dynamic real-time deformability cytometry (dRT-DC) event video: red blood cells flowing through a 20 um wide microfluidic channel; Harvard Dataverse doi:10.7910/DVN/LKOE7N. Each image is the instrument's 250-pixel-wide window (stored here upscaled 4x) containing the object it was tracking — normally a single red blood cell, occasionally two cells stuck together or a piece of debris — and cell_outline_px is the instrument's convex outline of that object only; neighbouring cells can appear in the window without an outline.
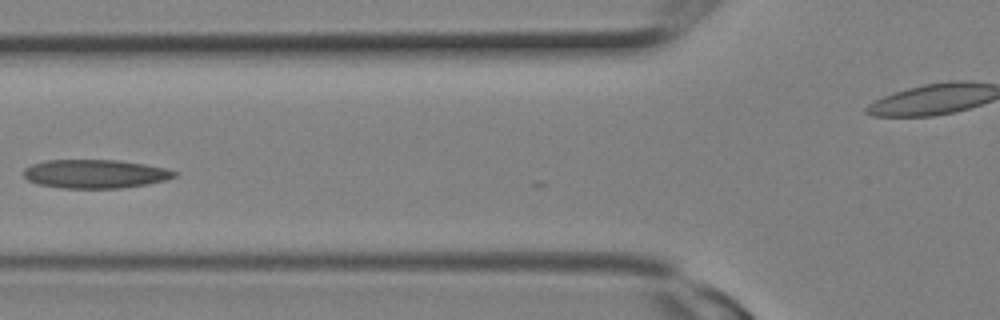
{"species": "Egyptian fruit bat (a non-hibernating species)", "species_latin": "Rousettus aegyptiacus", "temperature_condition": "room temperature", "stored_images_in_passage": 14, "camera_frame_rate_fps": 3000, "um_per_image_px": 0.085, "animal": {"sex": "female"}, "frame": {"image": 1, "passage_image": 10, "time_ms": 3.0, "image_size_px": [1000, 320], "cell_outline_px": [[180, 172], [176, 176], [168, 180], [148, 184], [120, 188], [64, 188], [36, 184], [28, 180], [24, 176], [24, 168], [32, 164], [48, 160], [116, 160], [144, 164], [164, 168]], "centroid_in_image_um": [8.11, 14.78], "position_along_channel_um": 117.7, "area_um2": 25.26}}
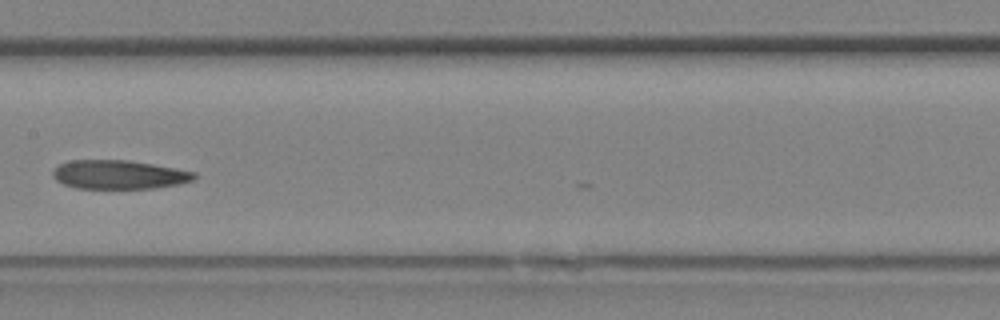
{"frame": {"image": 2, "passage_image": 13, "time_ms": 4.0, "image_size_px": [1000, 320], "cell_outline_px": [[196, 176], [192, 180], [180, 184], [156, 188], [76, 188], [64, 184], [56, 180], [52, 176], [52, 172], [60, 164], [72, 160], [128, 160], [176, 168], [196, 172]], "centroid_in_image_um": [10.13, 14.84], "position_along_channel_um": 197.3, "area_um2": 23.7}}